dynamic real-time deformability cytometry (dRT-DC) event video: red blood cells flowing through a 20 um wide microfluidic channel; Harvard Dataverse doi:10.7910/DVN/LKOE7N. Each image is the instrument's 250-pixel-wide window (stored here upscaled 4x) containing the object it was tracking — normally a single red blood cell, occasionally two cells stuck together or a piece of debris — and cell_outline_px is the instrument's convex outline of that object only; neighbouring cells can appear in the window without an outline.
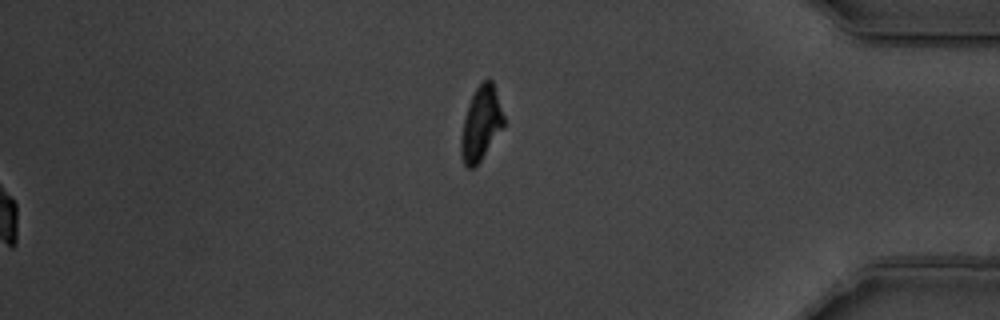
{"species": "common noctule bat (a hibernating species)", "species_latin": "Nyctalus noctula", "temperature_condition": "warm", "stored_images_in_passage": 58, "segment_of_instrument_passage": [2, 2], "camera_frame_rate_fps": 3000, "um_per_image_px": 0.085, "animal": {"sex": "male", "body_mass_g": 19.5, "forearm_length_mm": 54.6}, "frame": {"image": 1, "passage_image": 58, "time_ms": 19.0, "image_size_px": [1000, 320], "cell_outline_px": [[504, 124], [480, 160], [472, 168], [468, 168], [464, 164], [460, 156], [460, 136], [468, 104], [476, 88], [484, 80], [492, 80], [504, 116]], "centroid_in_image_um": [40.85, 10.51], "position_along_channel_um": 394.4, "area_um2": 17.92}}